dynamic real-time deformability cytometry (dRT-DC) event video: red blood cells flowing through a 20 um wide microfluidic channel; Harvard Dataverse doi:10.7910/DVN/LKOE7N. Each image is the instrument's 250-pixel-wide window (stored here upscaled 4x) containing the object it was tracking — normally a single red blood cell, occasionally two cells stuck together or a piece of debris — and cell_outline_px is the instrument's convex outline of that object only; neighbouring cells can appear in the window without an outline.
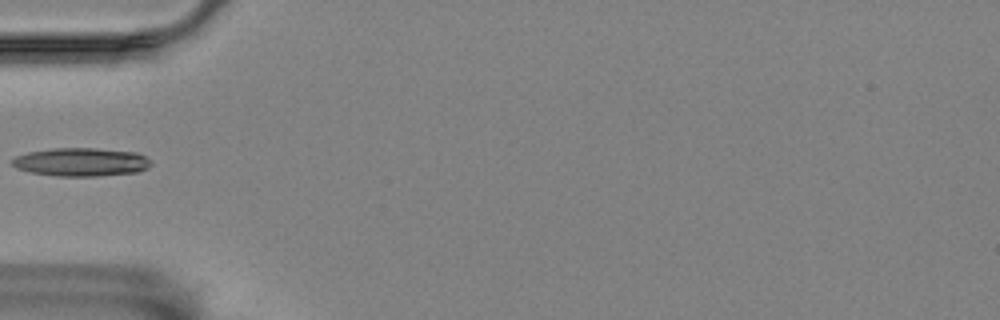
{"species": "Egyptian fruit bat (a non-hibernating species)", "species_latin": "Rousettus aegyptiacus", "temperature_condition": "room temperature", "stored_images_in_passage": 1, "camera_frame_rate_fps": 3000, "um_per_image_px": 0.085, "animal": {"sex": "female"}, "frame": {"image": 1, "passage_image": 1, "time_ms": 0.0, "image_size_px": [1000, 320], "cell_outline_px": [[152, 164], [148, 168], [136, 172], [96, 176], [56, 176], [32, 172], [16, 168], [12, 164], [12, 160], [16, 156], [28, 152], [52, 148], [96, 148], [136, 152], [152, 160]], "centroid_in_image_um": [6.92, 13.77], "position_along_channel_um": 78.1, "area_um2": 22.95}}